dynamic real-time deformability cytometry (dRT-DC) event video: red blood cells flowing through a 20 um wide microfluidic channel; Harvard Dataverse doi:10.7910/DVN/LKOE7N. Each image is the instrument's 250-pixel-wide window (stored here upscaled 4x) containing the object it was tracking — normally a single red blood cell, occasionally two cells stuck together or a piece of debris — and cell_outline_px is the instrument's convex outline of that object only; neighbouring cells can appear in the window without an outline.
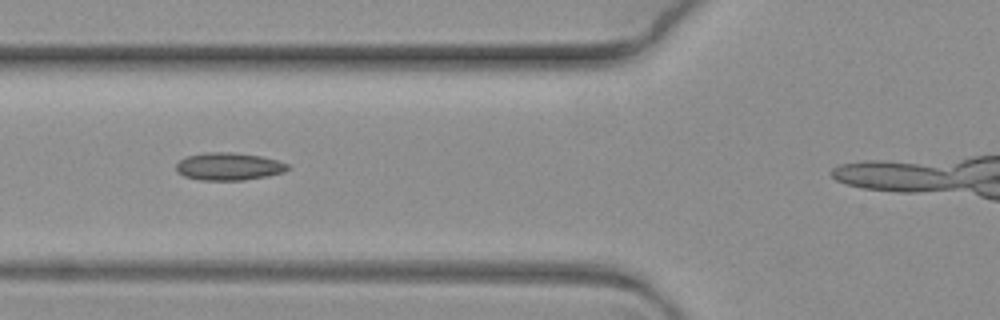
{"species": "common noctule bat (a hibernating species)", "species_latin": "Nyctalus noctula", "temperature_condition": "warm", "stored_images_in_passage": 7, "segment_of_instrument_passage": [1, 2], "camera_frame_rate_fps": 3000, "um_per_image_px": 0.085, "animal": {"sex": "female", "body_mass_g": 19.3, "forearm_length_mm": 54.1}, "frame": {"image": 1, "passage_image": 5, "time_ms": 1.333, "image_size_px": [1000, 320], "cell_outline_px": [[292, 168], [284, 172], [268, 176], [244, 180], [200, 180], [184, 176], [176, 172], [176, 164], [184, 156], [204, 152], [236, 152], [260, 156], [276, 160], [288, 164]], "centroid_in_image_um": [19.43, 14.14], "position_along_channel_um": 106.4, "area_um2": 18.21}}
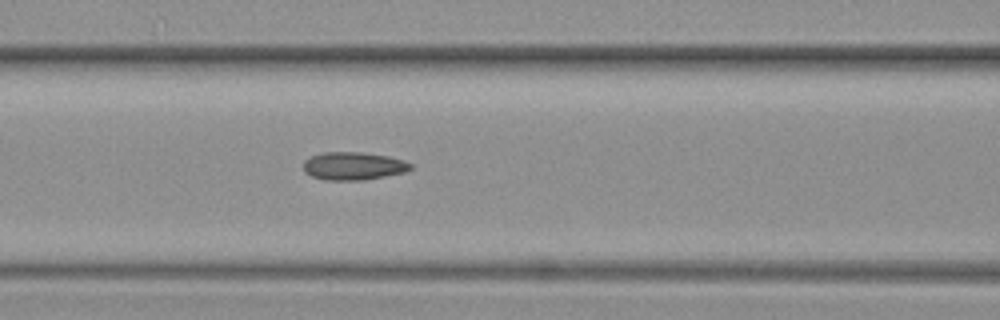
{"frame": {"image": 2, "passage_image": 6, "time_ms": 1.667, "image_size_px": [1000, 320], "cell_outline_px": [[412, 168], [404, 172], [364, 180], [324, 180], [312, 176], [304, 172], [304, 160], [312, 156], [324, 152], [360, 152], [388, 156], [404, 160], [412, 164]], "centroid_in_image_um": [30.03, 14.11], "position_along_channel_um": 136.6, "area_um2": 17.4}}